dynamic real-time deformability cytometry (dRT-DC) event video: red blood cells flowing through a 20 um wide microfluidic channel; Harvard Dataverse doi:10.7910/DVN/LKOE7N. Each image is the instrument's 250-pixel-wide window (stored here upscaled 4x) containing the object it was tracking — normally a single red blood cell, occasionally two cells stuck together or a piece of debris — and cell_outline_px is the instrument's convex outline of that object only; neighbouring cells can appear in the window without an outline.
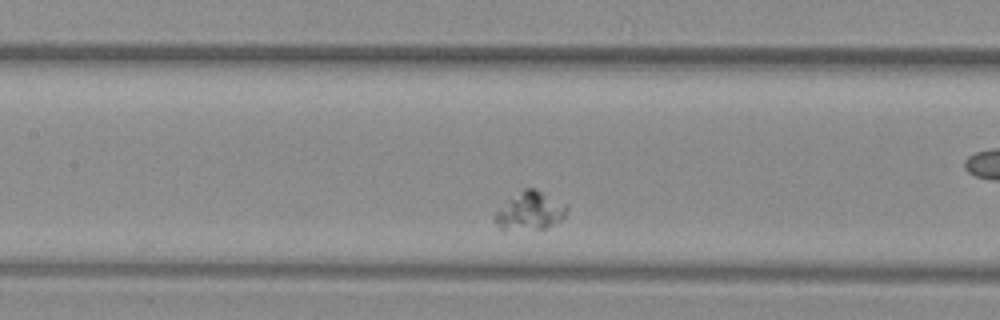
{"species": "common noctule bat (a hibernating species)", "species_latin": "Nyctalus noctula", "temperature_condition": "warm", "stored_images_in_passage": 19, "camera_frame_rate_fps": 3000, "um_per_image_px": 0.085, "animal": {"sex": "female", "body_mass_g": 29.2, "forearm_length_mm": 56.3}, "frame": {"image": 1, "passage_image": 8, "time_ms": 2.333, "image_size_px": [1000, 320], "cell_outline_px": [[568, 208], [564, 220], [544, 228], [504, 232], [492, 220], [492, 216], [496, 208], [524, 188], [536, 188], [564, 204]], "centroid_in_image_um": [44.97, 17.97], "position_along_channel_um": 162.4, "area_um2": 16.53}}
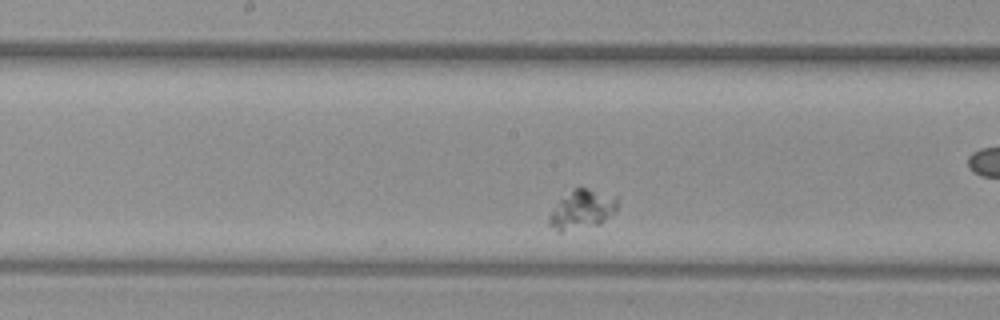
{"frame": {"image": 2, "passage_image": 11, "time_ms": 3.333, "image_size_px": [1000, 320], "cell_outline_px": [[616, 212], [600, 224], [560, 232], [556, 232], [548, 224], [548, 216], [560, 200], [572, 188], [588, 188], [616, 196]], "centroid_in_image_um": [49.46, 17.82], "position_along_channel_um": 198.7, "area_um2": 15.55}}